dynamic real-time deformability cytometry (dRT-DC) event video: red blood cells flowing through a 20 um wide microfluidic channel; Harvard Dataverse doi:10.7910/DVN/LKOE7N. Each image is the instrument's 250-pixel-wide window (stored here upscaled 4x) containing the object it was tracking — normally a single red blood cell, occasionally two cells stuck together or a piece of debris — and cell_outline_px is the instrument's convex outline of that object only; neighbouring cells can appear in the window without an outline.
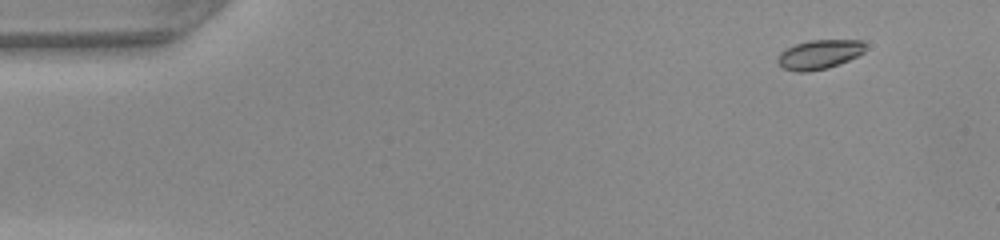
{"species": "common noctule bat (a hibernating species)", "species_latin": "Nyctalus noctula", "temperature_condition": "warm", "stored_images_in_passage": 46, "camera_frame_rate_fps": 3000, "um_per_image_px": 0.085, "animal": {"sex": "female", "body_mass_g": 22.0, "forearm_length_mm": 56.7}, "frame": {"image": 1, "passage_image": 1, "time_ms": 0.0, "image_size_px": [1000, 240], "cell_outline_px": [[864, 52], [840, 64], [828, 68], [808, 72], [796, 72], [784, 68], [776, 60], [780, 52], [796, 44], [808, 40], [864, 40]], "centroid_in_image_um": [69.63, 4.63], "position_along_channel_um": 15.4, "area_um2": 14.91}}
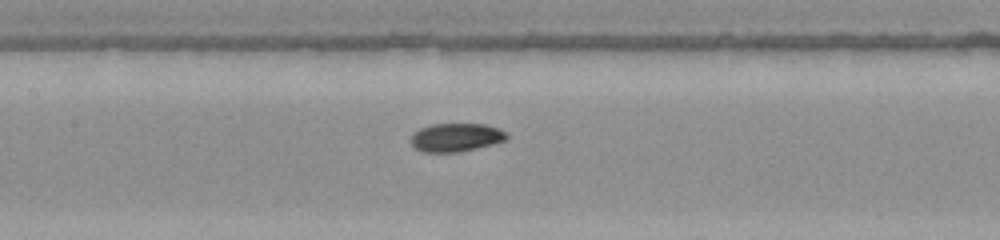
{"frame": {"image": 2, "passage_image": 20, "time_ms": 6.333, "image_size_px": [1000, 240], "cell_outline_px": [[508, 140], [476, 148], [456, 152], [424, 152], [416, 148], [412, 144], [412, 132], [420, 128], [432, 124], [484, 124], [496, 128], [504, 132], [508, 136]], "centroid_in_image_um": [38.75, 11.67], "position_along_channel_um": 168.7, "area_um2": 15.66}}
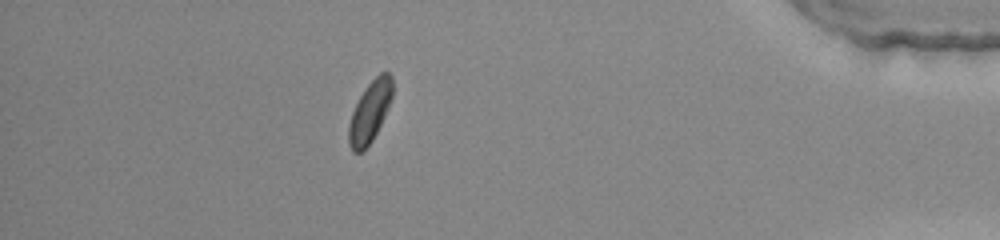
{"frame": {"image": 3, "passage_image": 40, "time_ms": 13.0, "image_size_px": [1000, 240], "cell_outline_px": [[392, 96], [388, 108], [372, 140], [360, 152], [352, 152], [348, 144], [348, 128], [352, 112], [360, 96], [368, 84], [380, 72], [388, 72], [392, 76]], "centroid_in_image_um": [31.43, 9.49], "position_along_channel_um": 403.8, "area_um2": 15.26}, "authors_computed_cell_mechanics": {"area_um2": 15.5771, "velocity_mm_per_s": 4.2077, "shape_relaxation_time_tau1_ms": 2.0514, "shape_relaxation_time_tau2_ms": 3.9962, "deformation_change_tau1": 0.0987, "deformation_change_tau2": 0.0463}}